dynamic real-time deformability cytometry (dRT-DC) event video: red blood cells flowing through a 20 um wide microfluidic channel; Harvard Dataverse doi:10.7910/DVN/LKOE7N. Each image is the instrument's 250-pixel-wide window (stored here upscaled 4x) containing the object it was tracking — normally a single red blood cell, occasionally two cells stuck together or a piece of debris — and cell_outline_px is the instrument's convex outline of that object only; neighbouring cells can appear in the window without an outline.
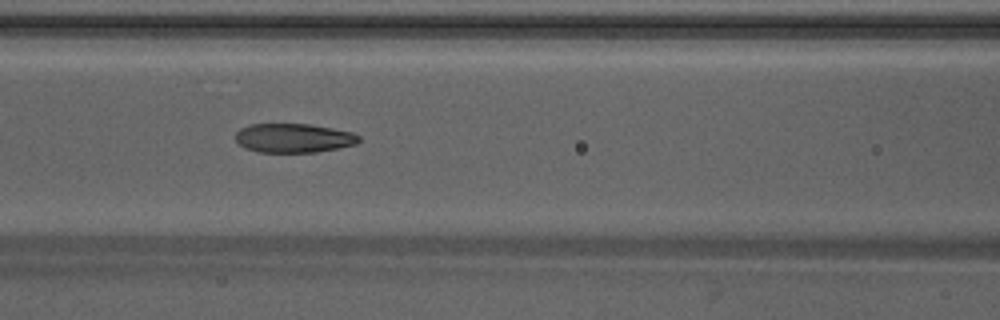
{"species": "Egyptian fruit bat (a non-hibernating species)", "species_latin": "Rousettus aegyptiacus", "temperature_condition": "warm", "stored_images_in_passage": 34, "camera_frame_rate_fps": 3000, "um_per_image_px": 0.085, "animal": {"sex": "male"}, "frame": {"image": 1, "passage_image": 7, "time_ms": 2.0, "image_size_px": [1000, 320], "cell_outline_px": [[360, 140], [356, 144], [316, 152], [256, 152], [244, 148], [236, 140], [236, 132], [240, 128], [248, 124], [308, 124], [332, 128], [352, 132], [360, 136]], "centroid_in_image_um": [24.93, 11.73], "position_along_channel_um": 141.7, "area_um2": 20.92}}
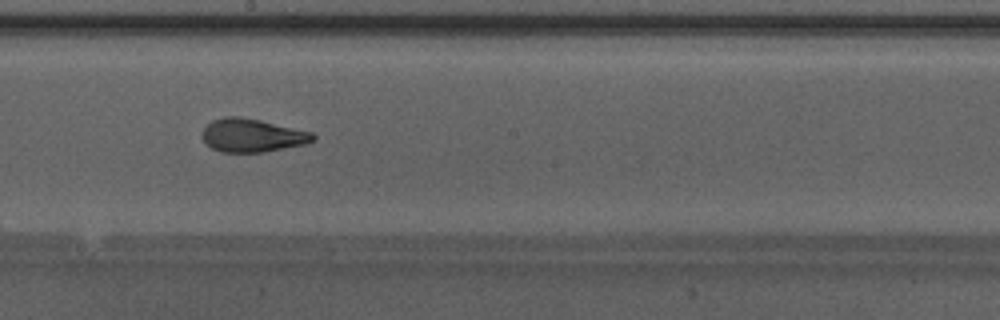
{"frame": {"image": 2, "passage_image": 13, "time_ms": 4.0, "image_size_px": [1000, 320], "cell_outline_px": [[316, 140], [308, 144], [264, 152], [220, 152], [212, 148], [200, 136], [200, 132], [212, 120], [224, 116], [240, 116], [260, 120], [312, 132], [316, 136]], "centroid_in_image_um": [21.44, 11.51], "position_along_channel_um": 226.8, "area_um2": 21.73}}
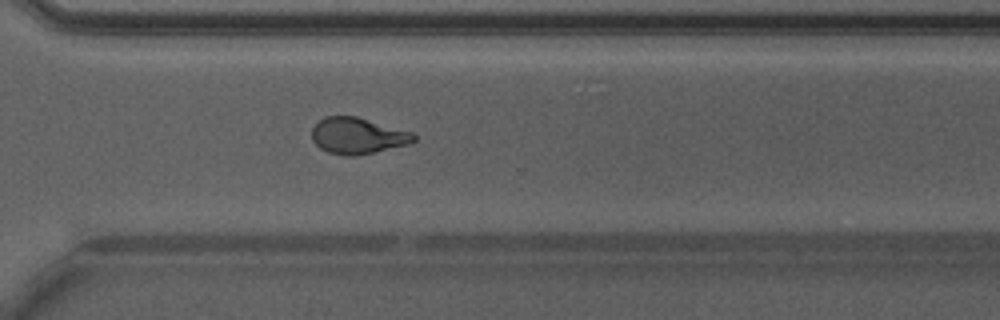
{"frame": {"image": 3, "passage_image": 21, "time_ms": 6.667, "image_size_px": [1000, 320], "cell_outline_px": [[416, 140], [408, 144], [372, 152], [352, 156], [344, 156], [328, 152], [320, 148], [312, 140], [312, 128], [324, 116], [356, 116], [412, 132], [416, 136]], "centroid_in_image_um": [30.38, 11.53], "position_along_channel_um": 340.2, "area_um2": 21.33}, "authors_computed_cell_mechanics": {"area_um2": 21.7328, "velocity_mm_per_s": 4.2579, "shape_relaxation_time_tau1_ms": 5.3596, "shape_relaxation_time_tau2_ms": 1.3011, "deformation_change_tau1": 0.2138, "deformation_change_tau2": 0.0782}}